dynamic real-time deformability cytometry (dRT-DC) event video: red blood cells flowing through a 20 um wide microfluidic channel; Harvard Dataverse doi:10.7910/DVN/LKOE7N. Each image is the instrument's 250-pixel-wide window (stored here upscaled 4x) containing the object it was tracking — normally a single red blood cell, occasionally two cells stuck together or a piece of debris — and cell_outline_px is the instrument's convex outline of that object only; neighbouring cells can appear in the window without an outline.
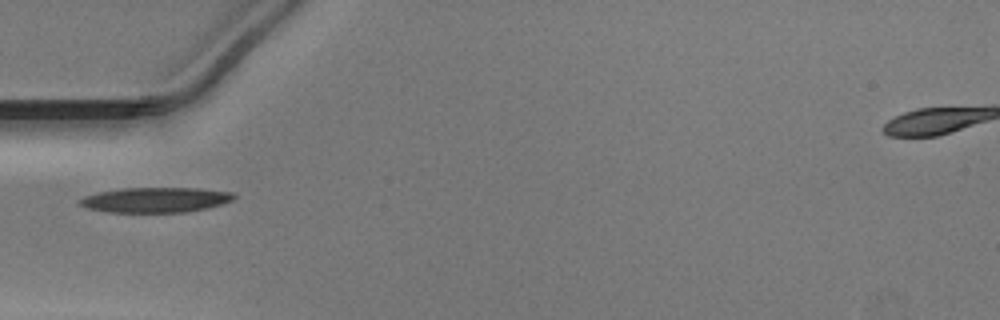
{"species": "Egyptian fruit bat (a non-hibernating species)", "species_latin": "Rousettus aegyptiacus", "temperature_condition": "warm", "stored_images_in_passage": 21, "camera_frame_rate_fps": 3000, "um_per_image_px": 0.085, "animal": {"sex": "male"}, "frame": {"image": 1, "passage_image": 1, "time_ms": 0.0, "image_size_px": [1000, 320], "cell_outline_px": [[236, 196], [232, 200], [208, 208], [184, 212], [108, 212], [88, 208], [80, 204], [76, 200], [84, 196], [100, 192], [124, 188], [200, 188], [232, 192]], "centroid_in_image_um": [13.22, 16.98], "position_along_channel_um": 71.8, "area_um2": 22.43}}
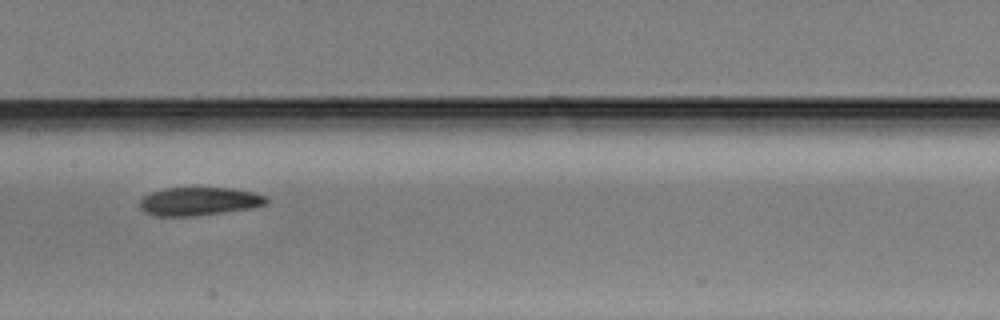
{"frame": {"image": 2, "passage_image": 10, "time_ms": 3.0, "image_size_px": [1000, 320], "cell_outline_px": [[268, 204], [252, 208], [196, 216], [156, 216], [144, 212], [140, 208], [140, 200], [144, 196], [152, 192], [164, 188], [232, 188], [252, 192], [264, 196], [268, 200]], "centroid_in_image_um": [16.91, 17.12], "position_along_channel_um": 190.5, "area_um2": 20.87}}
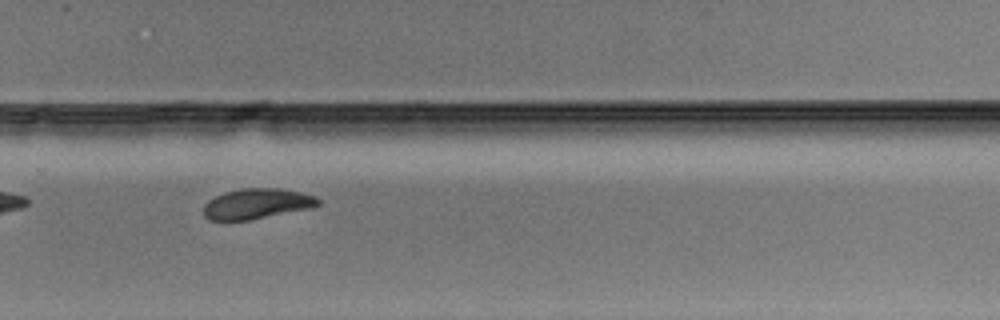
{"frame": {"image": 3, "passage_image": 19, "time_ms": 6.0, "image_size_px": [1000, 320], "cell_outline_px": [[320, 204], [312, 208], [248, 220], [208, 220], [204, 216], [204, 204], [208, 200], [224, 192], [240, 188], [276, 188], [300, 192], [316, 196], [320, 200]], "centroid_in_image_um": [21.83, 17.31], "position_along_channel_um": 308.0, "area_um2": 20.29}}